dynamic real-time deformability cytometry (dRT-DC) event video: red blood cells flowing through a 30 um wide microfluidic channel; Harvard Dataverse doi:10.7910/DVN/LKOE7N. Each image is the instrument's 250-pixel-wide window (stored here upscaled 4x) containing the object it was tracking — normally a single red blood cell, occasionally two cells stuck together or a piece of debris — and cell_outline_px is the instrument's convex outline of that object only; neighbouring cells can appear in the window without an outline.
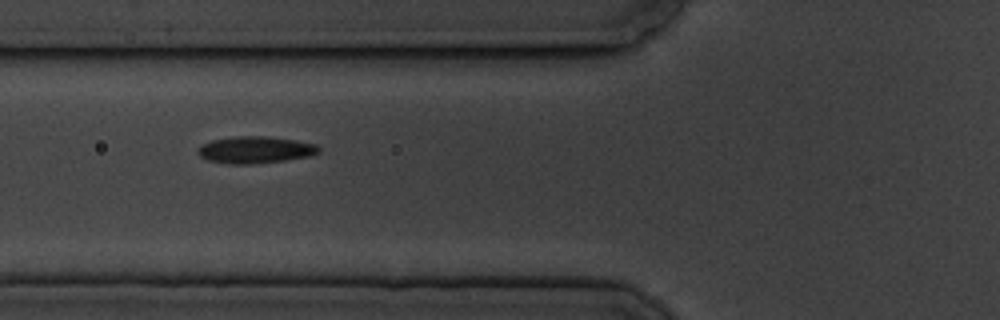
{"species": "common noctule bat (a hibernating species)", "species_latin": "Nyctalus noctula", "temperature_condition": "cold", "stored_images_in_passage": 9, "camera_frame_rate_fps": 3000, "um_per_image_px": 0.085, "animal": {"sex": "male", "body_mass_g": 19.5, "forearm_length_mm": 54.6}, "frame": {"image": 1, "passage_image": 7, "time_ms": 6.667, "image_size_px": [1000, 320], "cell_outline_px": [[320, 152], [308, 156], [284, 160], [248, 164], [232, 164], [208, 160], [200, 156], [196, 152], [200, 144], [212, 140], [232, 136], [264, 136], [296, 140], [316, 144], [320, 148]], "centroid_in_image_um": [21.66, 12.72], "position_along_channel_um": 104.1, "area_um2": 18.9}}
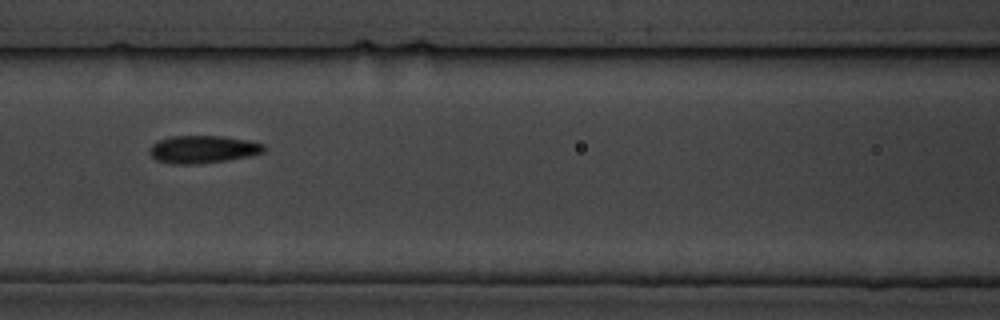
{"frame": {"image": 2, "passage_image": 8, "time_ms": 8.0, "image_size_px": [1000, 320], "cell_outline_px": [[264, 152], [248, 156], [228, 160], [192, 164], [172, 164], [156, 160], [152, 156], [152, 144], [160, 140], [172, 136], [224, 136], [248, 140], [264, 144]], "centroid_in_image_um": [17.28, 12.69], "position_along_channel_um": 149.3, "area_um2": 18.15}}
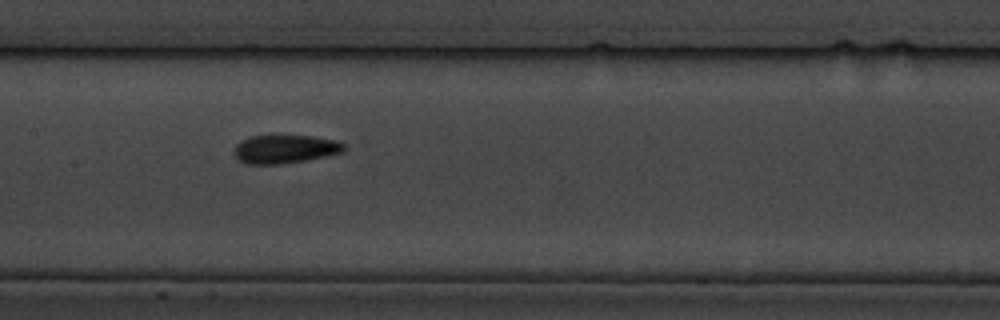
{"frame": {"image": 3, "passage_image": 9, "time_ms": 9.0, "image_size_px": [1000, 320], "cell_outline_px": [[348, 148], [344, 152], [304, 160], [280, 164], [244, 164], [236, 160], [232, 152], [236, 144], [240, 140], [252, 136], [312, 136], [332, 140], [344, 144]], "centroid_in_image_um": [24.15, 12.68], "position_along_channel_um": 183.2, "area_um2": 18.26}}